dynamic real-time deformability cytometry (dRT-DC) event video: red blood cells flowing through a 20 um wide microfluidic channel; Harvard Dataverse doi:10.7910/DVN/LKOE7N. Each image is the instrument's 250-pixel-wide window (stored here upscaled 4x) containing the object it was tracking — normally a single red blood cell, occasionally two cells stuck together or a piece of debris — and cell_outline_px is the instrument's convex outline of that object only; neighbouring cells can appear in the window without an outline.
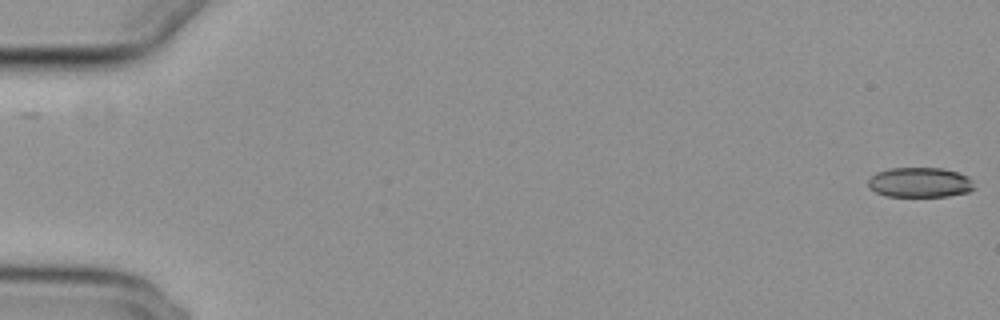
{"species": "common noctule bat (a hibernating species)", "species_latin": "Nyctalus noctula", "temperature_condition": "cold", "stored_images_in_passage": 56, "camera_frame_rate_fps": 3000, "um_per_image_px": 0.085, "animal": {"sex": "female", "body_mass_g": 29.2, "forearm_length_mm": 56.3}, "frame": {"image": 1, "passage_image": 1, "time_ms": 0.0, "image_size_px": [1000, 320], "cell_outline_px": [[972, 188], [968, 192], [948, 196], [884, 196], [876, 192], [868, 184], [868, 180], [876, 172], [888, 168], [940, 168], [956, 172], [968, 176], [972, 180]], "centroid_in_image_um": [78.16, 15.5], "position_along_channel_um": 6.8, "area_um2": 18.32}}
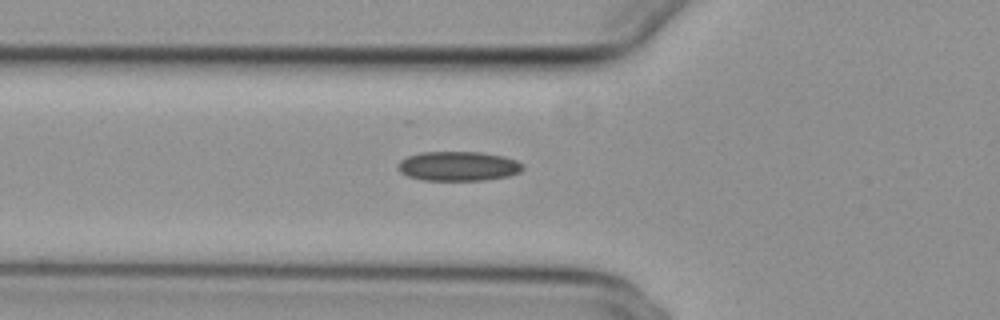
{"frame": {"image": 2, "passage_image": 21, "time_ms": 6.667, "image_size_px": [1000, 320], "cell_outline_px": [[524, 168], [520, 172], [508, 176], [484, 180], [420, 180], [408, 176], [400, 172], [396, 164], [400, 160], [408, 156], [420, 152], [480, 152], [504, 156], [516, 160], [524, 164]], "centroid_in_image_um": [38.95, 14.12], "position_along_channel_um": 86.9, "area_um2": 21.62}}
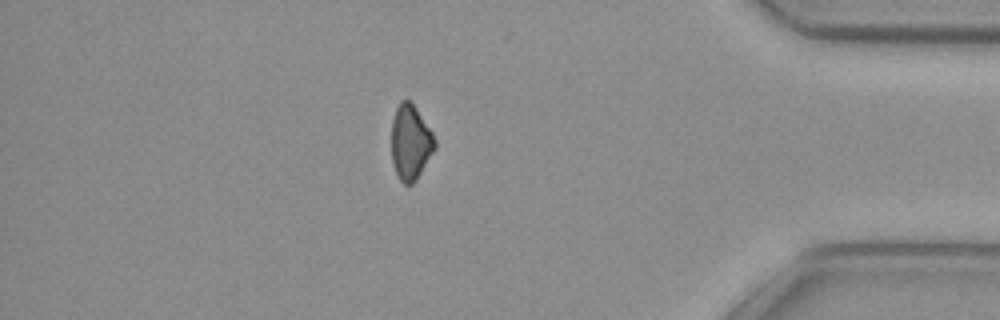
{"frame": {"image": 3, "passage_image": 49, "time_ms": 16.0, "image_size_px": [1000, 320], "cell_outline_px": [[436, 148], [416, 180], [412, 184], [404, 184], [400, 180], [392, 164], [392, 120], [396, 108], [400, 100], [408, 100], [416, 108], [432, 132], [436, 140]], "centroid_in_image_um": [34.89, 12.11], "position_along_channel_um": 400.3, "area_um2": 18.9}, "authors_computed_cell_mechanics": {"area_um2": 20.4901, "velocity_mm_per_s": 3.7354, "shape_relaxation_time_tau1_ms": 7.434, "shape_relaxation_time_tau2_ms": null, "deformation_change_tau1": 0.1066, "deformation_change_tau2": null}}